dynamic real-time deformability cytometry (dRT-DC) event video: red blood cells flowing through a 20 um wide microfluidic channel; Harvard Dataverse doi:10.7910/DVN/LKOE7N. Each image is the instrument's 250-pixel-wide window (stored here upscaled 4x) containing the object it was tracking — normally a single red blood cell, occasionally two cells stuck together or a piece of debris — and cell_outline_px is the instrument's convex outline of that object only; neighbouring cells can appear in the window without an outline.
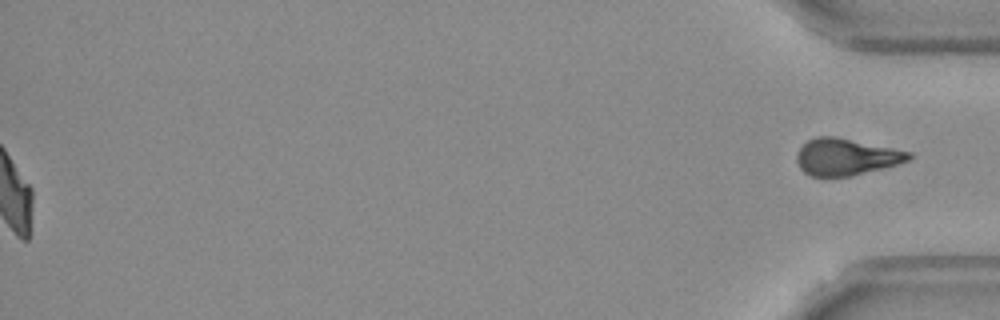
{"species": "Egyptian fruit bat (a non-hibernating species)", "species_latin": "Rousettus aegyptiacus", "temperature_condition": "warm", "stored_images_in_passage": 57, "segment_of_instrument_passage": [2, 2], "camera_frame_rate_fps": 3000, "um_per_image_px": 0.085, "frame": {"image": 1, "passage_image": 57, "time_ms": 18.667, "image_size_px": [1000, 320], "cell_outline_px": [[912, 156], [908, 160], [900, 164], [852, 176], [808, 176], [800, 168], [796, 160], [796, 152], [808, 140], [816, 136], [836, 136], [912, 152]], "centroid_in_image_um": [71.91, 13.33], "position_along_channel_um": 363.3, "area_um2": 24.16}}